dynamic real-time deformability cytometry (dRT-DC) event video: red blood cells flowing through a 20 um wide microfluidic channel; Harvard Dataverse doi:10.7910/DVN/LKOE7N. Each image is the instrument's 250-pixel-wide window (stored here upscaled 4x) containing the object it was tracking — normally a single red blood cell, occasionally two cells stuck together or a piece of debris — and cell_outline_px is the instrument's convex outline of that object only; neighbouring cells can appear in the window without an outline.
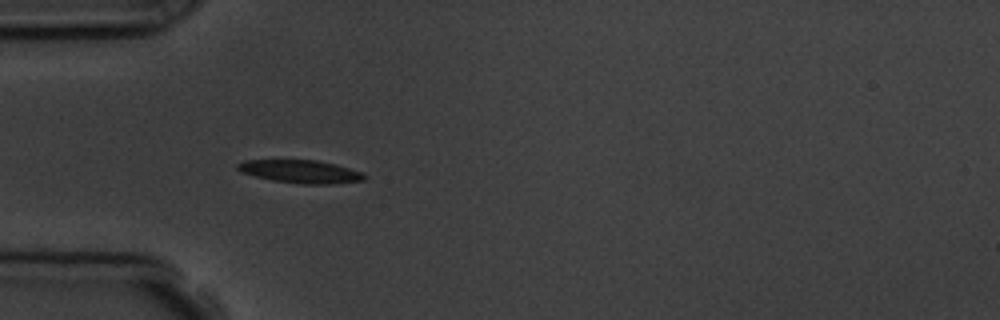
{"species": "common noctule bat (a hibernating species)", "species_latin": "Nyctalus noctula", "temperature_condition": "room temperature", "stored_images_in_passage": 4, "camera_frame_rate_fps": 3000, "um_per_image_px": 0.085, "animal": {"sex": "male", "body_mass_g": 19.5, "forearm_length_mm": 54.6}, "frame": {"image": 1, "passage_image": 4, "time_ms": 4.333, "image_size_px": [1000, 320], "cell_outline_px": [[368, 176], [364, 180], [328, 184], [304, 184], [272, 180], [240, 172], [236, 168], [236, 164], [244, 160], [316, 160], [336, 164], [364, 172]], "centroid_in_image_um": [25.57, 14.57], "position_along_channel_um": 59.4, "area_um2": 17.05}}